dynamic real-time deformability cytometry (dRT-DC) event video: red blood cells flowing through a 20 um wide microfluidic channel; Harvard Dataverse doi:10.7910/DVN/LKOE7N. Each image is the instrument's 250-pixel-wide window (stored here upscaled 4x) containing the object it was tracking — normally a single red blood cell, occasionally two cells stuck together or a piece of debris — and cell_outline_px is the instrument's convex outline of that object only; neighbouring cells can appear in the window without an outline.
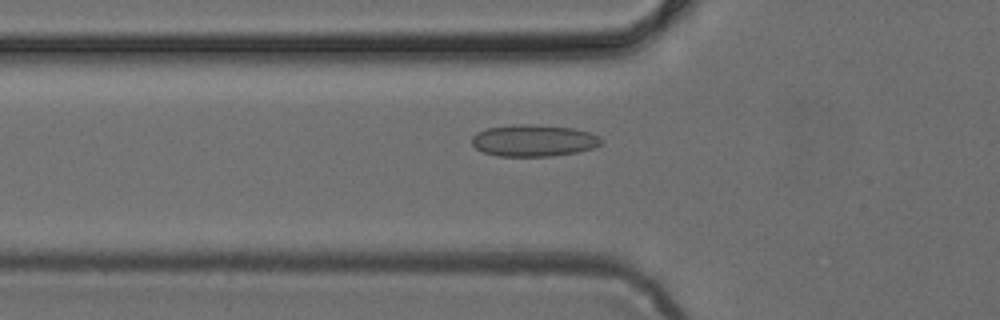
{"species": "common noctule bat (a hibernating species)", "species_latin": "Nyctalus noctula", "temperature_condition": "cold", "stored_images_in_passage": 39, "camera_frame_rate_fps": 3000, "um_per_image_px": 0.085, "animal": {"sex": "female", "body_mass_g": 24.6, "forearm_length_mm": 56.2}, "frame": {"image": 1, "passage_image": 8, "time_ms": 2.333, "image_size_px": [1000, 320], "cell_outline_px": [[604, 140], [600, 144], [592, 148], [576, 152], [552, 156], [496, 156], [484, 152], [476, 148], [472, 144], [472, 136], [476, 132], [488, 128], [512, 124], [528, 124], [576, 128], [592, 132], [600, 136]], "centroid_in_image_um": [45.38, 11.93], "position_along_channel_um": 80.4, "area_um2": 24.16}}
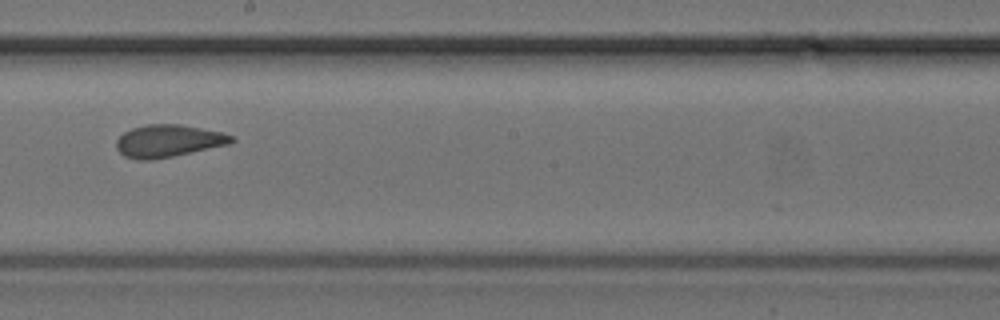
{"frame": {"image": 2, "passage_image": 19, "time_ms": 6.0, "image_size_px": [1000, 320], "cell_outline_px": [[236, 140], [228, 144], [172, 156], [152, 160], [136, 160], [124, 156], [116, 148], [116, 140], [124, 132], [132, 128], [148, 124], [180, 124], [220, 132], [236, 136]], "centroid_in_image_um": [14.28, 11.98], "position_along_channel_um": 233.9, "area_um2": 21.62}}
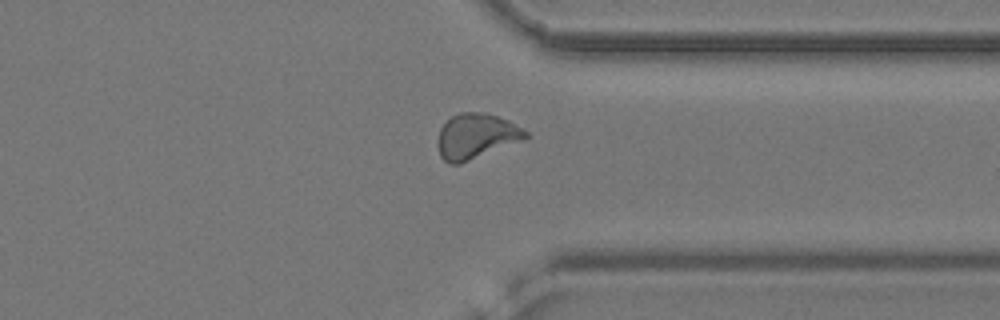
{"frame": {"image": 3, "passage_image": 29, "time_ms": 9.333, "image_size_px": [1000, 320], "cell_outline_px": [[528, 136], [524, 140], [460, 164], [448, 164], [440, 156], [436, 144], [436, 140], [440, 128], [452, 116], [460, 112], [488, 112], [508, 120], [528, 132]], "centroid_in_image_um": [40.45, 11.58], "position_along_channel_um": 371.0, "area_um2": 23.41}}